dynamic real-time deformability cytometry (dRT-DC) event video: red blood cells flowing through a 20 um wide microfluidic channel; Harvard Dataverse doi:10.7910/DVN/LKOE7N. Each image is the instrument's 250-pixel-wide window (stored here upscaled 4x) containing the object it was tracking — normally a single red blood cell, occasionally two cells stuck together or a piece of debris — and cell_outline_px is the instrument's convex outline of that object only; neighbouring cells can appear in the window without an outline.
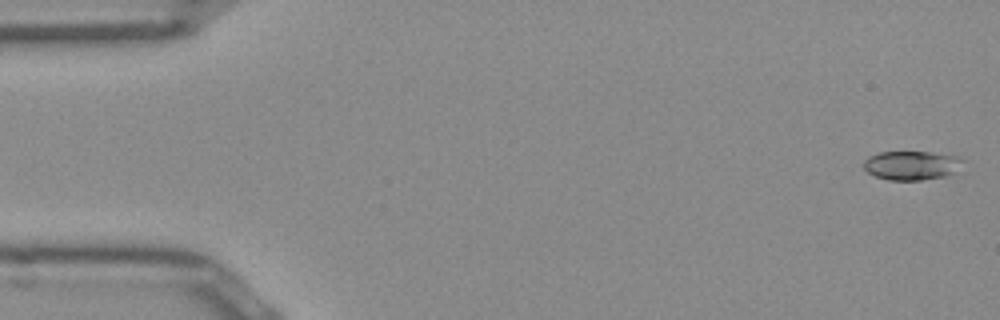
{"species": "Egyptian fruit bat (a non-hibernating species)", "species_latin": "Rousettus aegyptiacus", "temperature_condition": "room temperature", "stored_images_in_passage": 50, "camera_frame_rate_fps": 3000, "um_per_image_px": 0.085, "frame": {"image": 1, "passage_image": 1, "time_ms": 0.0, "image_size_px": [1000, 320], "cell_outline_px": [[964, 160], [952, 172], [944, 176], [920, 180], [888, 180], [876, 176], [868, 172], [864, 168], [864, 160], [868, 156], [880, 152], [932, 152], [956, 156]], "centroid_in_image_um": [77.42, 14.05], "position_along_channel_um": 7.6, "area_um2": 16.47}}
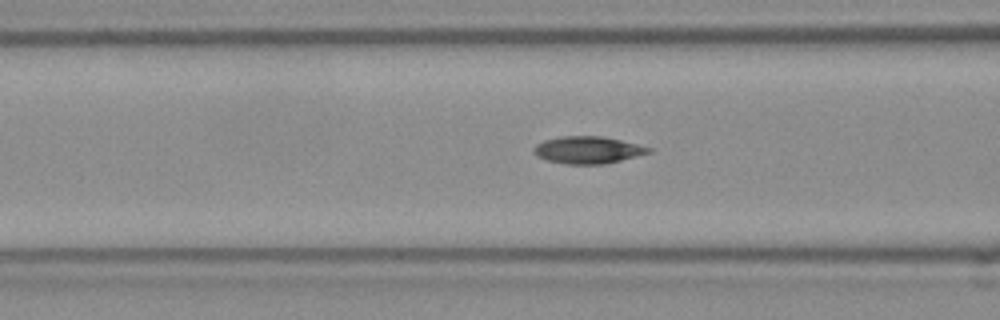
{"frame": {"image": 2, "passage_image": 19, "time_ms": 6.0, "image_size_px": [1000, 320], "cell_outline_px": [[652, 152], [604, 164], [564, 164], [548, 160], [536, 156], [532, 148], [536, 144], [544, 140], [560, 136], [600, 136], [620, 140], [652, 148]], "centroid_in_image_um": [49.93, 12.74], "position_along_channel_um": 116.7, "area_um2": 18.09}}
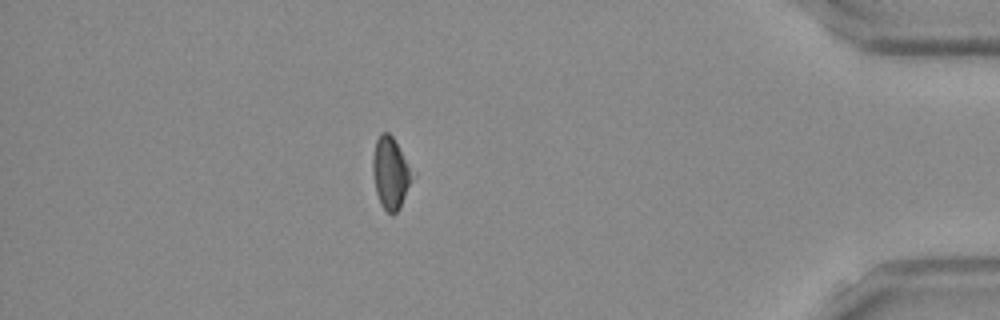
{"frame": {"image": 3, "passage_image": 44, "time_ms": 14.333, "image_size_px": [1000, 320], "cell_outline_px": [[408, 184], [400, 208], [396, 212], [388, 212], [380, 204], [376, 192], [372, 172], [372, 160], [376, 140], [380, 132], [388, 132], [392, 136], [408, 168]], "centroid_in_image_um": [33.08, 14.69], "position_along_channel_um": 402.1, "area_um2": 15.32}, "authors_computed_cell_mechanics": {"area_um2": 17.6001, "velocity_mm_per_s": 3.9823, "shape_relaxation_time_tau1_ms": 6.2587, "shape_relaxation_time_tau2_ms": 4.3965, "deformation_change_tau1": 0.1417, "deformation_change_tau2": 0.1175}}